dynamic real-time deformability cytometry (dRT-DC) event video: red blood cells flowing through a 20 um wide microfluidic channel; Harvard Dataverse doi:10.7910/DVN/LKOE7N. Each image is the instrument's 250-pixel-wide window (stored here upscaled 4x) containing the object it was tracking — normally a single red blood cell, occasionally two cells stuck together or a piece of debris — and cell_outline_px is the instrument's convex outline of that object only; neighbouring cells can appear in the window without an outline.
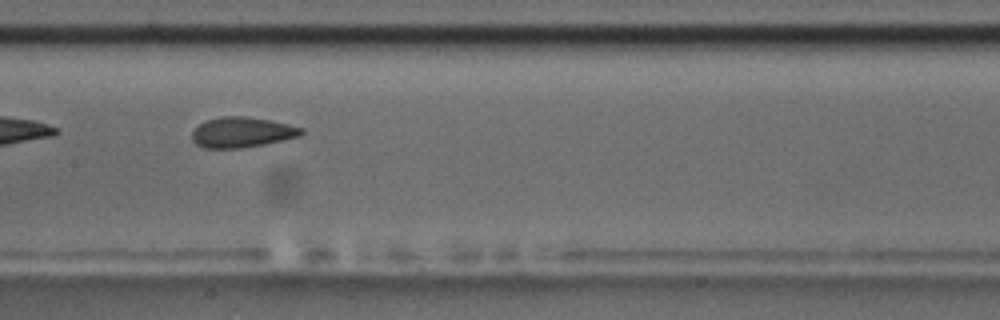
{"species": "common noctule bat (a hibernating species)", "species_latin": "Nyctalus noctula", "temperature_condition": "room temperature", "stored_images_in_passage": 8, "camera_frame_rate_fps": 3000, "um_per_image_px": 0.085, "animal": {"sex": "male", "body_mass_g": 17.5, "forearm_length_mm": 52.3}, "frame": {"image": 1, "passage_image": 8, "time_ms": 8.0, "image_size_px": [1000, 320], "cell_outline_px": [[304, 132], [300, 136], [284, 140], [264, 144], [240, 148], [204, 148], [196, 144], [192, 140], [192, 132], [204, 120], [220, 116], [244, 116], [268, 120], [288, 124], [304, 128]], "centroid_in_image_um": [20.56, 11.24], "position_along_channel_um": 186.8, "area_um2": 19.36}}